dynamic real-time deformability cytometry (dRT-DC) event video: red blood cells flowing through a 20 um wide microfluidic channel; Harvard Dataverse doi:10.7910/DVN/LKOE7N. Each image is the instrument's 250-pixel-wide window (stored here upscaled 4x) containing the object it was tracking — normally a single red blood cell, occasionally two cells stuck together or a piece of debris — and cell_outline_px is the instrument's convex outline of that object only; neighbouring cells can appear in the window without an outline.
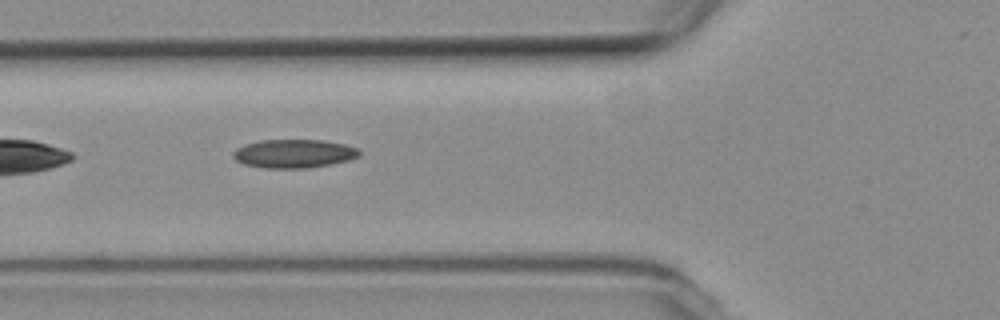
{"species": "common noctule bat (a hibernating species)", "species_latin": "Nyctalus noctula", "temperature_condition": "room temperature", "stored_images_in_passage": 4, "camera_frame_rate_fps": 3000, "um_per_image_px": 0.085, "animal": {"sex": "female", "body_mass_g": 19.3, "forearm_length_mm": 54.1}, "frame": {"image": 1, "passage_image": 3, "time_ms": 2.333, "image_size_px": [1000, 320], "cell_outline_px": [[360, 156], [348, 160], [308, 168], [264, 168], [244, 164], [236, 160], [232, 156], [232, 152], [236, 148], [244, 144], [260, 140], [324, 140], [344, 144], [360, 148]], "centroid_in_image_um": [24.97, 13.05], "position_along_channel_um": 100.8, "area_um2": 21.1}}
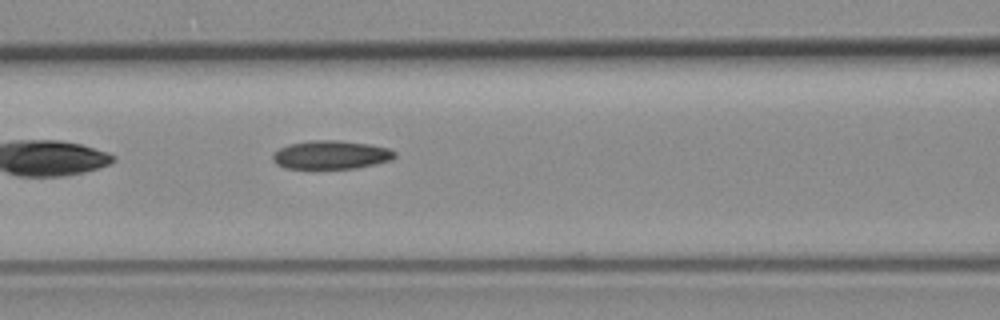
{"frame": {"image": 2, "passage_image": 4, "time_ms": 3.333, "image_size_px": [1000, 320], "cell_outline_px": [[396, 156], [392, 160], [376, 164], [356, 168], [284, 168], [276, 164], [272, 160], [272, 152], [288, 144], [312, 140], [340, 140], [368, 144], [388, 148], [396, 152]], "centroid_in_image_um": [28.12, 13.16], "position_along_channel_um": 138.5, "area_um2": 20.4}}